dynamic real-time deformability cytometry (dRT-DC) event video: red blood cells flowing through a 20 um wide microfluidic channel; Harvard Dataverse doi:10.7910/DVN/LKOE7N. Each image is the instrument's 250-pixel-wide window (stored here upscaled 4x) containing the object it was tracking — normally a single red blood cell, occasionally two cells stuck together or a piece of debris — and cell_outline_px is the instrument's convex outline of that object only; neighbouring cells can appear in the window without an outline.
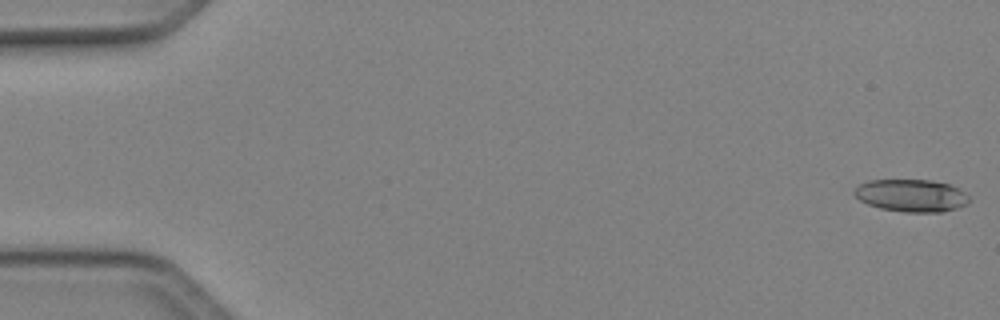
{"species": "Egyptian fruit bat (a non-hibernating species)", "species_latin": "Rousettus aegyptiacus", "temperature_condition": "cold", "stored_images_in_passage": 45, "camera_frame_rate_fps": 3000, "um_per_image_px": 0.085, "animal": {"sex": "female"}, "frame": {"image": 1, "passage_image": 1, "time_ms": 0.0, "image_size_px": [1000, 320], "cell_outline_px": [[972, 200], [968, 204], [956, 208], [940, 212], [904, 212], [880, 208], [868, 204], [860, 200], [852, 192], [860, 184], [868, 180], [932, 180], [948, 184], [964, 192]], "centroid_in_image_um": [77.47, 16.62], "position_along_channel_um": 7.5, "area_um2": 21.68}}
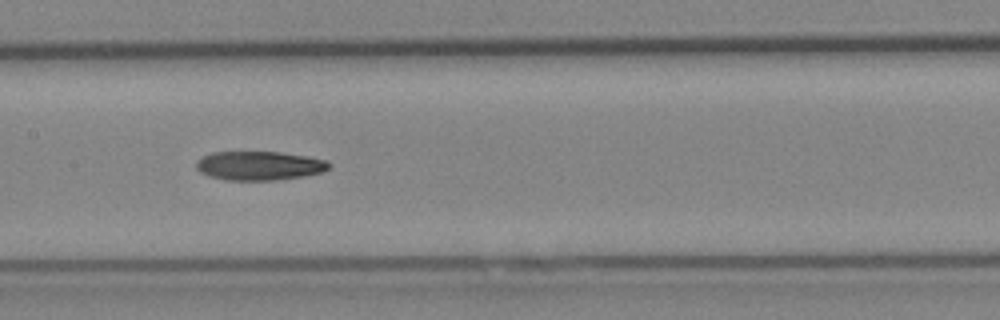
{"frame": {"image": 2, "passage_image": 25, "time_ms": 8.0, "image_size_px": [1000, 320], "cell_outline_px": [[332, 164], [324, 172], [304, 176], [276, 180], [228, 180], [208, 176], [200, 172], [196, 168], [196, 160], [212, 152], [280, 152], [308, 156], [328, 160]], "centroid_in_image_um": [22.07, 14.08], "position_along_channel_um": 185.3, "area_um2": 22.6}}
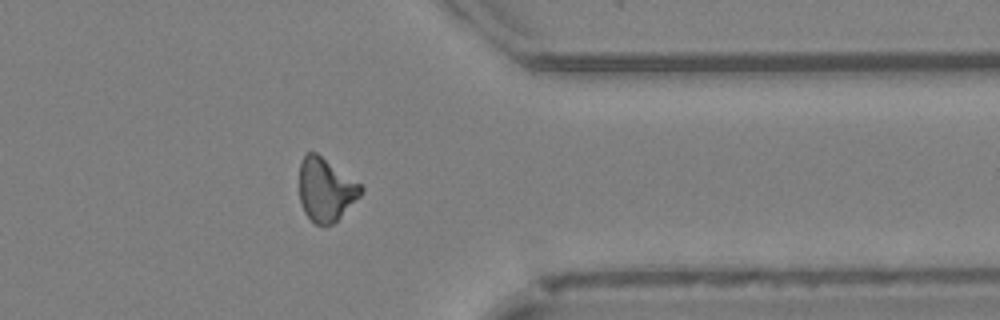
{"frame": {"image": 3, "passage_image": 40, "time_ms": 13.0, "image_size_px": [1000, 320], "cell_outline_px": [[364, 192], [332, 224], [324, 228], [316, 224], [304, 212], [300, 204], [300, 164], [304, 156], [308, 152], [316, 152], [360, 184], [364, 188]], "centroid_in_image_um": [27.68, 16.14], "position_along_channel_um": 383.7, "area_um2": 22.48}}